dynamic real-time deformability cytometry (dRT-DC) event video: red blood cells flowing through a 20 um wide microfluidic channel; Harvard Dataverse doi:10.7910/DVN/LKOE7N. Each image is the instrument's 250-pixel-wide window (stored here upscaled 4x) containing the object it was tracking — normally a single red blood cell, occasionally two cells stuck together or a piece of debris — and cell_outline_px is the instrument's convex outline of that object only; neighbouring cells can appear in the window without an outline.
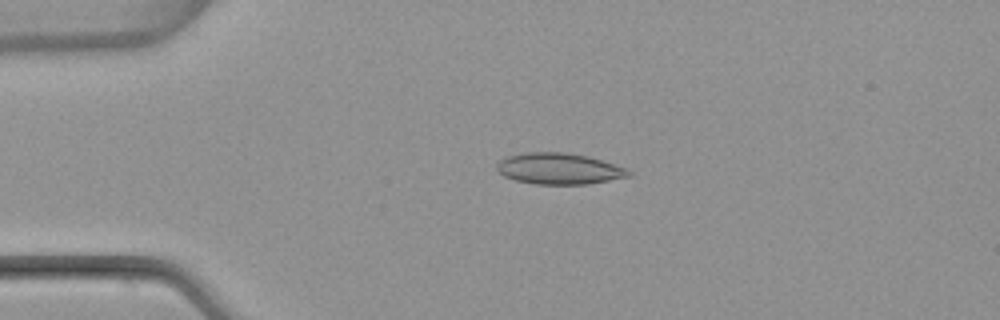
{"species": "common noctule bat (a hibernating species)", "species_latin": "Nyctalus noctula", "temperature_condition": "warm", "stored_images_in_passage": 52, "camera_frame_rate_fps": 3000, "um_per_image_px": 0.085, "animal": {"sex": "female", "body_mass_g": 22.7, "forearm_length_mm": 54.2}, "frame": {"image": 1, "passage_image": 12, "time_ms": 3.667, "image_size_px": [1000, 320], "cell_outline_px": [[632, 176], [588, 184], [536, 184], [516, 180], [504, 176], [496, 168], [496, 164], [500, 160], [508, 156], [524, 152], [564, 152], [588, 156], [604, 160], [624, 168], [632, 172]], "centroid_in_image_um": [47.53, 14.33], "position_along_channel_um": 37.5, "area_um2": 23.99}}
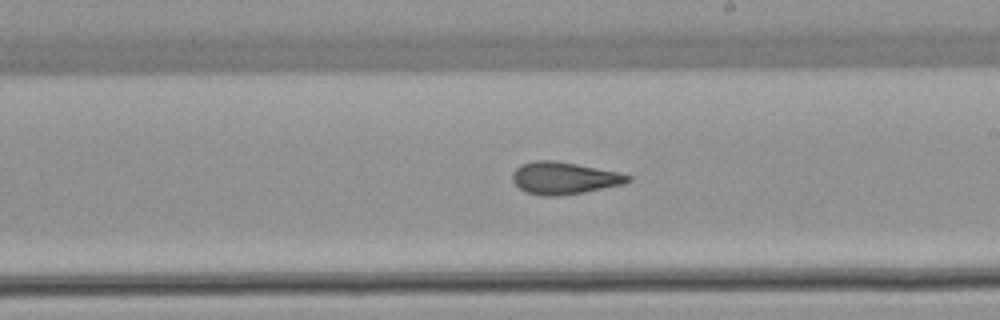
{"frame": {"image": 2, "passage_image": 30, "time_ms": 9.667, "image_size_px": [1000, 320], "cell_outline_px": [[632, 180], [624, 184], [584, 192], [560, 196], [540, 196], [528, 192], [520, 188], [512, 180], [512, 172], [520, 164], [536, 160], [556, 160], [620, 172], [632, 176]], "centroid_in_image_um": [47.96, 15.13], "position_along_channel_um": 241.0, "area_um2": 21.85}}
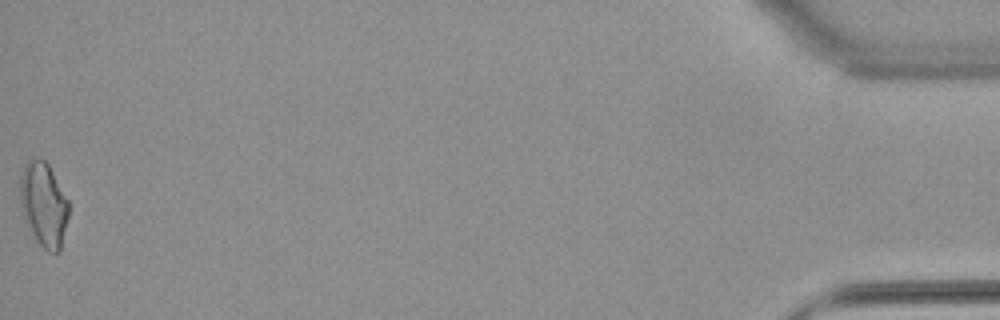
{"frame": {"image": 3, "passage_image": 52, "time_ms": 17.0, "image_size_px": [1000, 320], "cell_outline_px": [[68, 216], [60, 252], [48, 252], [36, 240], [24, 220], [20, 204], [20, 176], [28, 160], [44, 160], [48, 164], [68, 200]], "centroid_in_image_um": [3.71, 17.41], "position_along_channel_um": 431.5, "area_um2": 23.58}, "authors_computed_cell_mechanics": {"area_um2": 21.964, "velocity_mm_per_s": 3.9587, "shape_relaxation_time_tau1_ms": 10.2212, "shape_relaxation_time_tau2_ms": 2.1171, "deformation_change_tau1": 0.2249, "deformation_change_tau2": 0.0866}}